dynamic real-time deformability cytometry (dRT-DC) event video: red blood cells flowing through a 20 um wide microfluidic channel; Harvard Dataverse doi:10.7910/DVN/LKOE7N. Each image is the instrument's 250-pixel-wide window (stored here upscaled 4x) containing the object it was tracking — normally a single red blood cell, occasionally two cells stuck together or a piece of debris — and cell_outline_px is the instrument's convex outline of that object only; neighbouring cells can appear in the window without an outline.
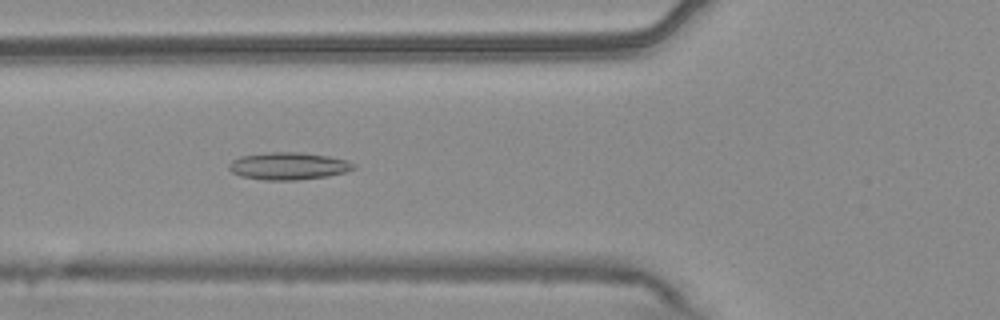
{"species": "common noctule bat (a hibernating species)", "species_latin": "Nyctalus noctula", "temperature_condition": "warm", "stored_images_in_passage": 53, "camera_frame_rate_fps": 3000, "um_per_image_px": 0.085, "animal": {"sex": "male", "body_mass_g": 20.4}, "frame": {"image": 1, "passage_image": 19, "time_ms": 6.0, "image_size_px": [1000, 320], "cell_outline_px": [[356, 168], [344, 172], [328, 176], [296, 180], [264, 180], [240, 176], [232, 172], [228, 168], [228, 164], [232, 160], [240, 156], [268, 152], [300, 152], [328, 156], [348, 160], [356, 164]], "centroid_in_image_um": [24.51, 14.11], "position_along_channel_um": 101.3, "area_um2": 20.0}}
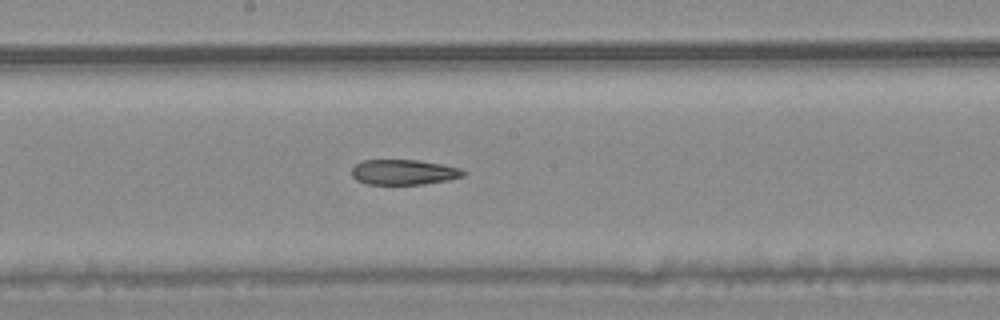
{"frame": {"image": 2, "passage_image": 28, "time_ms": 9.0, "image_size_px": [1000, 320], "cell_outline_px": [[468, 172], [464, 176], [448, 180], [424, 184], [368, 184], [356, 180], [352, 176], [352, 168], [360, 160], [420, 160], [460, 168]], "centroid_in_image_um": [34.33, 14.63], "position_along_channel_um": 213.9, "area_um2": 16.47}}
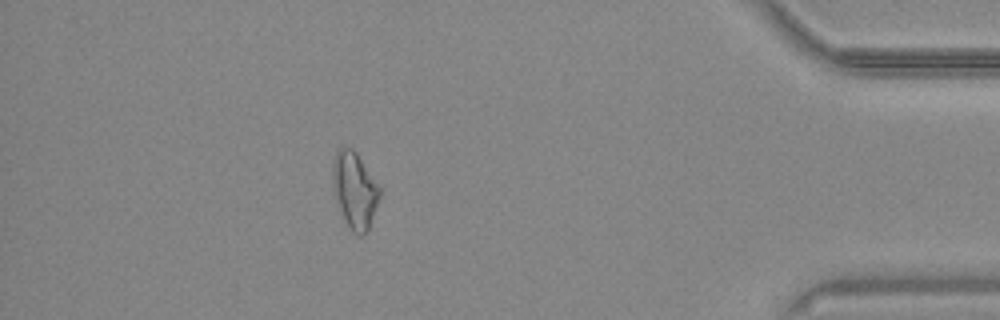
{"frame": {"image": 3, "passage_image": 47, "time_ms": 15.333, "image_size_px": [1000, 320], "cell_outline_px": [[380, 196], [368, 228], [360, 236], [352, 232], [336, 200], [332, 184], [332, 168], [336, 148], [352, 148], [356, 152], [380, 188]], "centroid_in_image_um": [30.12, 16.12], "position_along_channel_um": 405.1, "area_um2": 20.35}}